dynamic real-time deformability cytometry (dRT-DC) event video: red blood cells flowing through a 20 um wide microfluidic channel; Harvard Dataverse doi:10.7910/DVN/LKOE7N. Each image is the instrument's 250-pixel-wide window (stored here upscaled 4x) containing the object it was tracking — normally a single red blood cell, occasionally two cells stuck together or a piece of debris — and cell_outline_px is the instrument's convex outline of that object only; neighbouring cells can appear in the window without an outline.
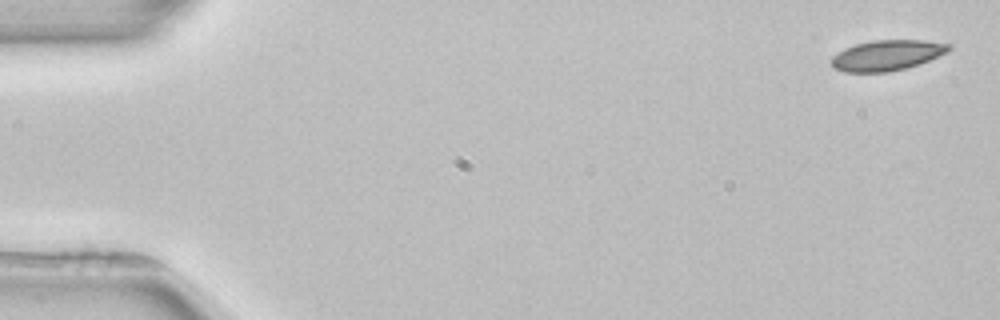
{"species": "common noctule bat (a hibernating species)", "species_latin": "Nyctalus noctula", "temperature_condition": "room temperature", "stored_images_in_passage": 5, "camera_frame_rate_fps": 3000, "um_per_image_px": 0.085, "animal": {"sex": "female", "body_mass_g": 22.7, "forearm_length_mm": 54.2}, "frame": {"image": 1, "passage_image": 1, "time_ms": 0.0, "image_size_px": [1000, 320], "cell_outline_px": [[952, 48], [948, 52], [920, 64], [888, 72], [844, 72], [832, 68], [832, 56], [844, 48], [856, 44], [872, 40], [924, 40], [952, 44]], "centroid_in_image_um": [75.41, 4.69], "position_along_channel_um": 9.6, "area_um2": 20.98}}
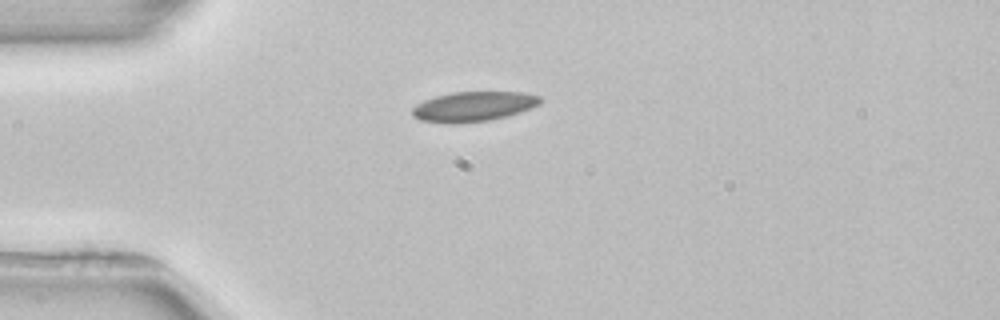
{"frame": {"image": 2, "passage_image": 4, "time_ms": 4.0, "image_size_px": [1000, 320], "cell_outline_px": [[544, 100], [540, 104], [532, 108], [520, 112], [488, 120], [452, 124], [448, 124], [420, 120], [412, 116], [412, 108], [416, 104], [424, 100], [436, 96], [452, 92], [524, 92], [540, 96]], "centroid_in_image_um": [40.25, 9.05], "position_along_channel_um": 44.8, "area_um2": 22.37}}
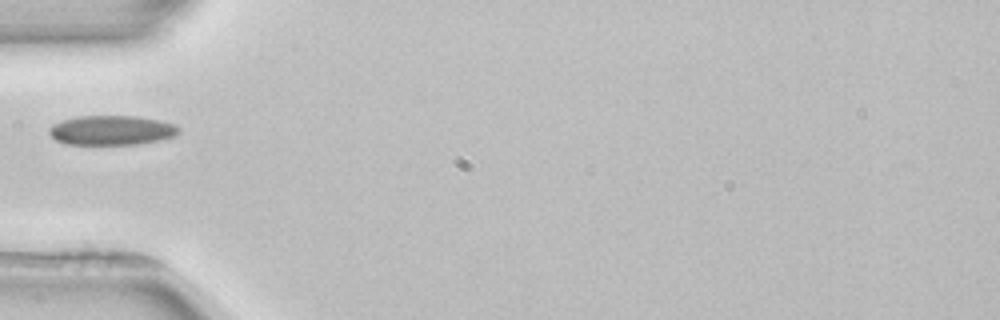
{"frame": {"image": 3, "passage_image": 5, "time_ms": 5.333, "image_size_px": [1000, 320], "cell_outline_px": [[180, 132], [176, 136], [136, 144], [68, 144], [56, 140], [48, 132], [48, 128], [52, 124], [64, 120], [80, 116], [136, 116], [160, 120], [176, 124], [180, 128]], "centroid_in_image_um": [9.51, 11.06], "position_along_channel_um": 75.5, "area_um2": 22.25}}